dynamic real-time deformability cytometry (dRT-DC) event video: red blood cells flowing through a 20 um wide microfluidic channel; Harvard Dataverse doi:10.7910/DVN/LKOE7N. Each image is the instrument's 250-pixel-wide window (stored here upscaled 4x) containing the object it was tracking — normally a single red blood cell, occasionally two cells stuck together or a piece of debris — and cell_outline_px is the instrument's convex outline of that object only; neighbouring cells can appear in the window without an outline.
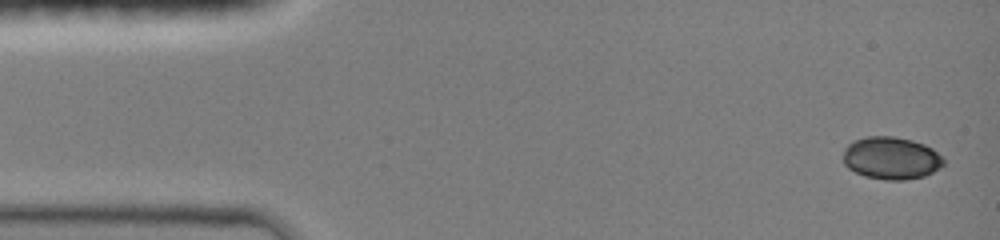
{"species": "common noctule bat (a hibernating species)", "species_latin": "Nyctalus noctula", "temperature_condition": "room temperature", "stored_images_in_passage": 36, "camera_frame_rate_fps": 3000, "um_per_image_px": 0.085, "animal": {"sex": "female", "body_mass_g": 19.0, "forearm_length_mm": 51.5}, "frame": {"image": 1, "passage_image": 1, "time_ms": 0.0, "image_size_px": [1000, 240], "cell_outline_px": [[944, 164], [932, 172], [924, 176], [904, 180], [888, 180], [864, 176], [848, 168], [844, 164], [844, 148], [848, 144], [856, 140], [868, 136], [896, 136], [912, 140], [924, 144], [932, 148], [944, 160]], "centroid_in_image_um": [75.74, 13.43], "position_along_channel_um": 9.3, "area_um2": 24.74}}
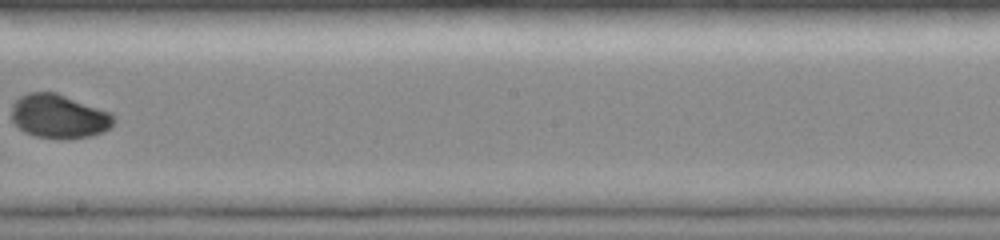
{"frame": {"image": 2, "passage_image": 17, "time_ms": 8.333, "image_size_px": [1000, 240], "cell_outline_px": [[116, 120], [104, 132], [88, 136], [64, 140], [36, 136], [24, 132], [12, 120], [12, 104], [20, 96], [28, 92], [56, 92], [112, 112]], "centroid_in_image_um": [5.02, 9.88], "position_along_channel_um": 243.2, "area_um2": 26.36}}
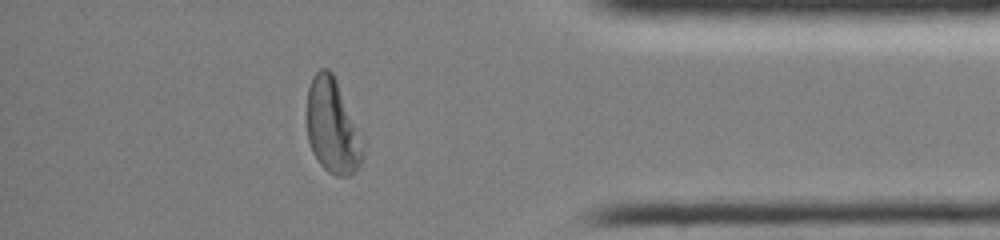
{"frame": {"image": 3, "passage_image": 30, "time_ms": 12.667, "image_size_px": [1000, 240], "cell_outline_px": [[364, 144], [360, 168], [348, 176], [336, 176], [328, 172], [320, 164], [312, 152], [308, 140], [308, 88], [312, 76], [320, 68], [328, 68], [332, 72], [364, 136]], "centroid_in_image_um": [28.3, 10.76], "position_along_channel_um": 406.9, "area_um2": 31.27}, "authors_computed_cell_mechanics": {"area_um2": 26.3857, "velocity_mm_per_s": 4.1599, "shape_relaxation_time_tau1_ms": 3.101, "shape_relaxation_time_tau2_ms": 5.1325, "deformation_change_tau1": 0.1255, "deformation_change_tau2": 0.0503}}